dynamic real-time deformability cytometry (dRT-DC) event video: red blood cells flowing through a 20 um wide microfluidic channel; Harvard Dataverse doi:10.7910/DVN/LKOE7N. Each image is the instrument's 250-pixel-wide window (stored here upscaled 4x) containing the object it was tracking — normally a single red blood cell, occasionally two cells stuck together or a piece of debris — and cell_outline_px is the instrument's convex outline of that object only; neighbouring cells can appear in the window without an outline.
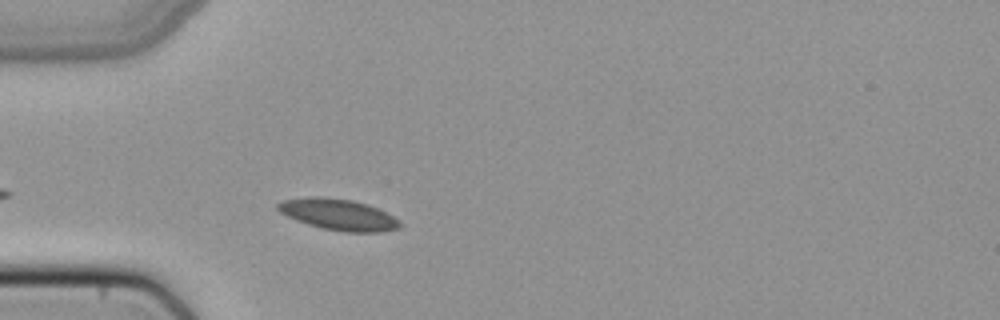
{"species": "common noctule bat (a hibernating species)", "species_latin": "Nyctalus noctula", "temperature_condition": "cold", "stored_images_in_passage": 38, "camera_frame_rate_fps": 3000, "um_per_image_px": 0.085, "animal": {"sex": "female", "body_mass_g": 22.7, "forearm_length_mm": 54.2}, "frame": {"image": 1, "passage_image": 5, "time_ms": 1.333, "image_size_px": [1000, 320], "cell_outline_px": [[404, 224], [400, 228], [384, 232], [344, 232], [324, 228], [308, 224], [296, 220], [280, 212], [276, 208], [276, 204], [284, 200], [308, 196], [316, 196], [352, 200], [376, 208], [400, 220]], "centroid_in_image_um": [28.78, 18.24], "position_along_channel_um": 56.2, "area_um2": 22.08}}
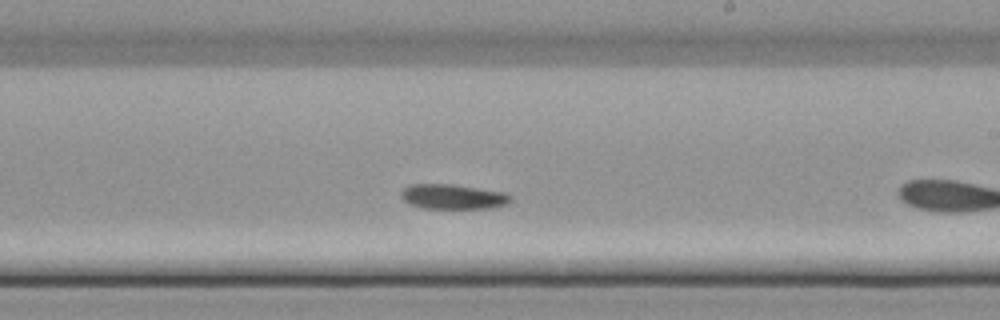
{"frame": {"image": 2, "passage_image": 17, "time_ms": 5.333, "image_size_px": [1000, 320], "cell_outline_px": [[512, 200], [504, 204], [492, 208], [424, 208], [412, 204], [404, 200], [400, 196], [400, 192], [408, 184], [452, 184], [504, 192], [512, 196]], "centroid_in_image_um": [38.49, 16.7], "position_along_channel_um": 250.5, "area_um2": 15.78}}
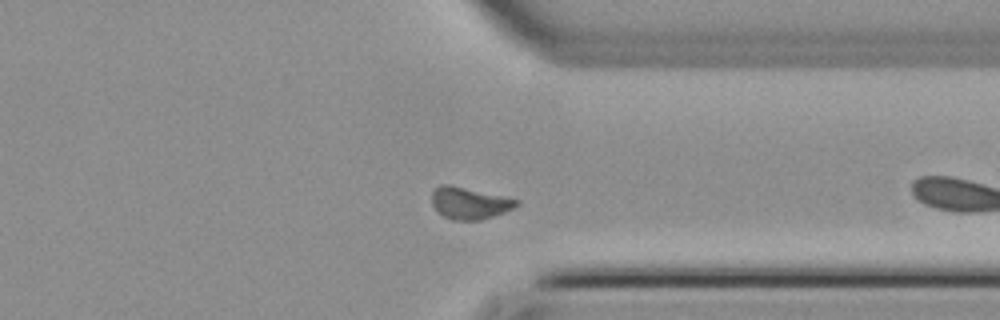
{"frame": {"image": 3, "passage_image": 26, "time_ms": 8.333, "image_size_px": [1000, 320], "cell_outline_px": [[520, 204], [504, 212], [480, 220], [452, 220], [436, 212], [432, 204], [432, 192], [440, 184], [448, 184], [504, 196], [520, 200]], "centroid_in_image_um": [39.89, 17.26], "position_along_channel_um": 371.5, "area_um2": 15.72}}